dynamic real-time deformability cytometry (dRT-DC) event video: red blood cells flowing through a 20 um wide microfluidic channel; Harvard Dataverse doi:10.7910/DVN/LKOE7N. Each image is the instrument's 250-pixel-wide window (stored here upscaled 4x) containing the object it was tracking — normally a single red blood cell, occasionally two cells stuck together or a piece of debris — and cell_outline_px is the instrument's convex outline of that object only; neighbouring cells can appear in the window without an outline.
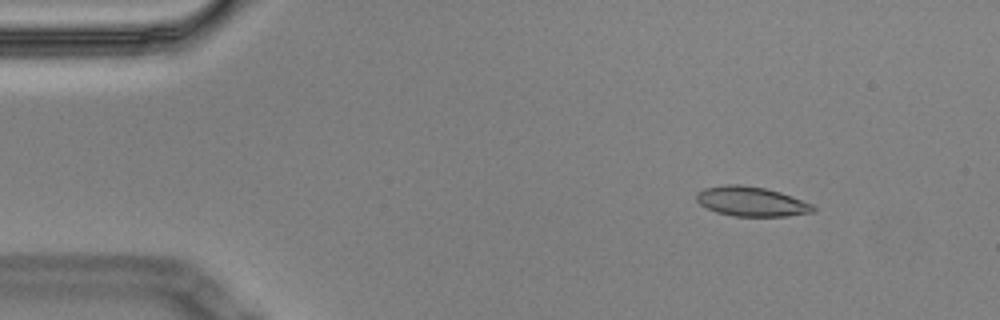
{"species": "Egyptian fruit bat (a non-hibernating species)", "species_latin": "Rousettus aegyptiacus", "temperature_condition": "cold", "stored_images_in_passage": 5, "camera_frame_rate_fps": 3000, "um_per_image_px": 0.085, "animal": {"sex": "male"}, "frame": {"image": 1, "passage_image": 2, "time_ms": 0.333, "image_size_px": [1000, 320], "cell_outline_px": [[816, 212], [788, 216], [732, 216], [716, 212], [700, 204], [696, 200], [696, 192], [704, 188], [724, 184], [740, 184], [764, 188], [780, 192], [792, 196], [812, 204], [816, 208]], "centroid_in_image_um": [63.87, 17.12], "position_along_channel_um": 21.1, "area_um2": 20.29}}
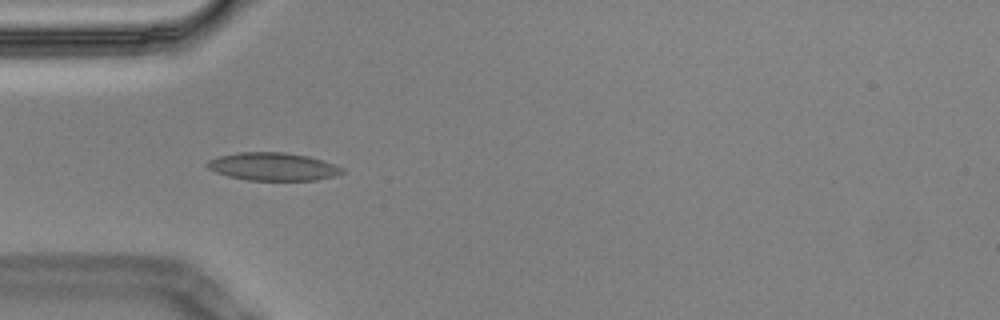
{"frame": {"image": 2, "passage_image": 5, "time_ms": 1.333, "image_size_px": [1000, 320], "cell_outline_px": [[344, 172], [336, 176], [316, 180], [248, 180], [228, 176], [216, 172], [208, 168], [204, 164], [208, 160], [220, 156], [236, 152], [284, 152], [308, 156], [344, 168]], "centroid_in_image_um": [23.18, 14.16], "position_along_channel_um": 61.8, "area_um2": 21.91}}